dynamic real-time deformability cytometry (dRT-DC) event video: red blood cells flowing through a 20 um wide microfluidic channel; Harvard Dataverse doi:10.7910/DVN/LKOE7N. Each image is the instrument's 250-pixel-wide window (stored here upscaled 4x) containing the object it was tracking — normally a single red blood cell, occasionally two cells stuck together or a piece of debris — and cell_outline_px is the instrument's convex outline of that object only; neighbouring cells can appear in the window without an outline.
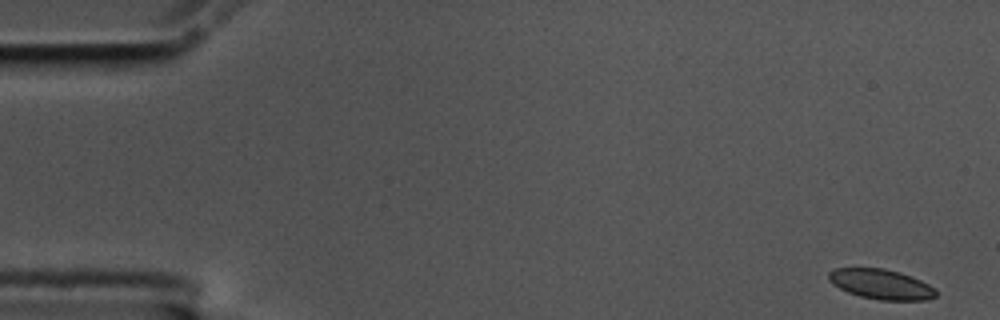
{"species": "common noctule bat (a hibernating species)", "species_latin": "Nyctalus noctula", "temperature_condition": "cold", "stored_images_in_passage": 59, "camera_frame_rate_fps": 3000, "um_per_image_px": 0.085, "animal": {"sex": "male", "body_mass_g": 17.5, "forearm_length_mm": 52.3}, "frame": {"image": 1, "passage_image": 1, "time_ms": 0.0, "image_size_px": [1000, 320], "cell_outline_px": [[936, 296], [928, 300], [880, 300], [860, 296], [848, 292], [832, 284], [828, 280], [828, 272], [836, 268], [884, 268], [900, 272], [912, 276], [936, 288]], "centroid_in_image_um": [74.9, 24.15], "position_along_channel_um": 10.1, "area_um2": 18.84}}
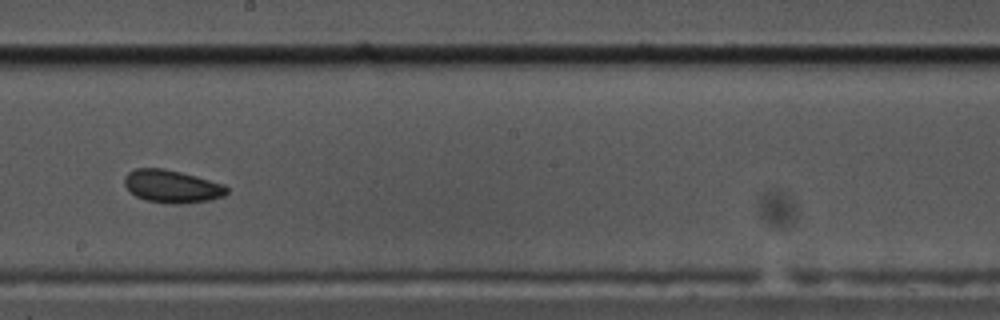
{"frame": {"image": 2, "passage_image": 32, "time_ms": 10.333, "image_size_px": [1000, 320], "cell_outline_px": [[228, 192], [224, 196], [208, 200], [180, 204], [172, 204], [144, 200], [136, 196], [124, 184], [124, 176], [128, 172], [136, 168], [164, 168], [196, 176], [224, 184], [228, 188]], "centroid_in_image_um": [14.61, 15.84], "position_along_channel_um": 233.6, "area_um2": 19.54}}
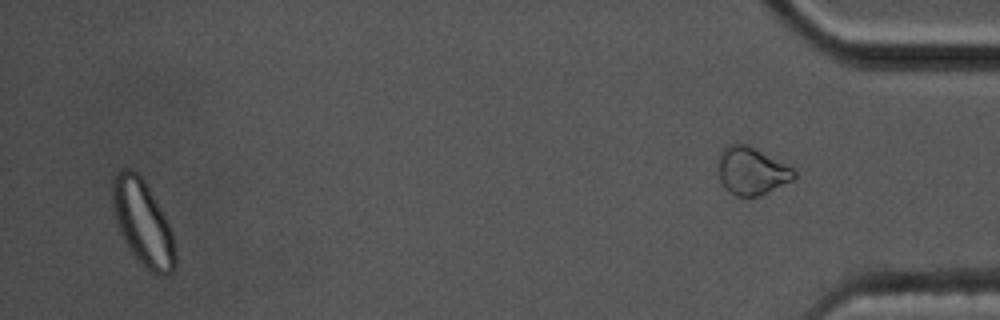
{"frame": {"image": 3, "passage_image": 56, "time_ms": 18.333, "image_size_px": [1000, 320], "cell_outline_px": [[176, 268], [172, 272], [164, 276], [156, 276], [148, 272], [128, 248], [120, 232], [116, 220], [112, 204], [112, 176], [120, 168], [132, 168], [144, 180], [160, 208], [172, 232], [176, 256]], "centroid_in_image_um": [12.13, 18.97], "position_along_channel_um": 423.1, "area_um2": 31.39}, "authors_computed_cell_mechanics": {"area_um2": 19.5364, "velocity_mm_per_s": 3.4115, "shape_relaxation_time_tau1_ms": 3.8357, "shape_relaxation_time_tau2_ms": 2.8192, "deformation_change_tau1": 0.068, "deformation_change_tau2": 0.064}}